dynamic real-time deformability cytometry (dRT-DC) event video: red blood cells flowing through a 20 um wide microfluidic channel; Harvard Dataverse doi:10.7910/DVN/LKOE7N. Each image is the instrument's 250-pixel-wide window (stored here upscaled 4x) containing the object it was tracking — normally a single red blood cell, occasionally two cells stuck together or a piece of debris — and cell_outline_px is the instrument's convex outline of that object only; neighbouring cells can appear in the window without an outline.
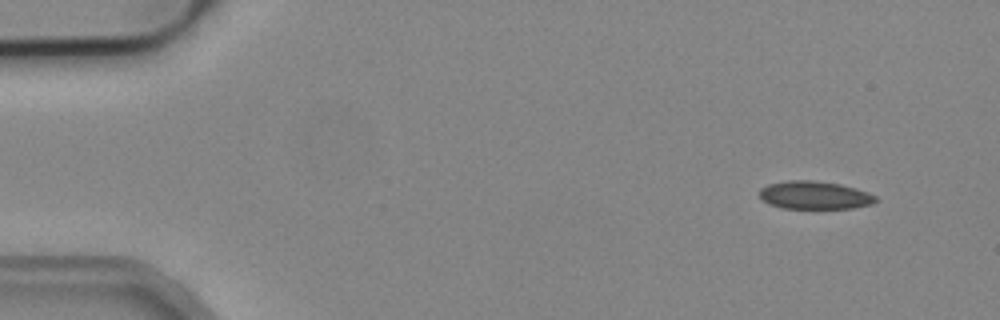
{"species": "common noctule bat (a hibernating species)", "species_latin": "Nyctalus noctula", "temperature_condition": "cold", "stored_images_in_passage": 3, "camera_frame_rate_fps": 3000, "um_per_image_px": 0.085, "animal": {"sex": "male", "body_mass_g": 19.2, "forearm_length_mm": 51.8}, "frame": {"image": 1, "passage_image": 1, "time_ms": 0.0, "image_size_px": [1000, 320], "cell_outline_px": [[880, 200], [872, 204], [852, 208], [784, 208], [772, 204], [764, 200], [760, 196], [760, 188], [768, 184], [788, 180], [812, 180], [840, 184], [856, 188], [868, 192], [876, 196]], "centroid_in_image_um": [69.29, 16.58], "position_along_channel_um": 15.7, "area_um2": 18.9}}